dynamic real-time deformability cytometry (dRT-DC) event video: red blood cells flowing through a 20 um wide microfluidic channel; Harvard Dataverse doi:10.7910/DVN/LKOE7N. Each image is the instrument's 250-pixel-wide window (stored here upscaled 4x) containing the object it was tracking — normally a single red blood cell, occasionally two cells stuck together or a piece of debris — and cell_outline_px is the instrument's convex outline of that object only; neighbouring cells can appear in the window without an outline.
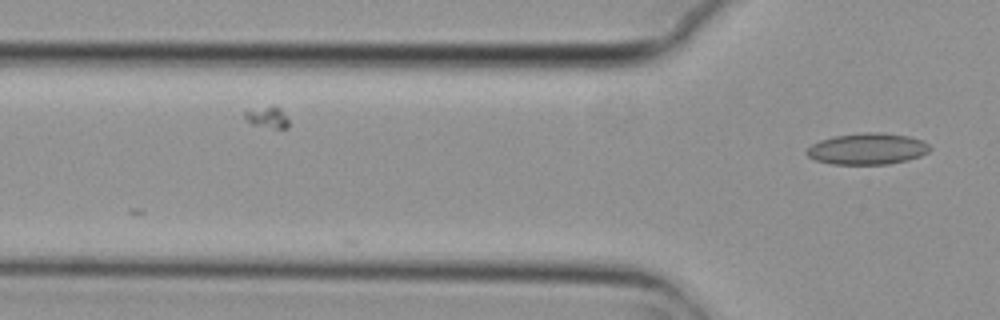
{"species": "common noctule bat (a hibernating species)", "species_latin": "Nyctalus noctula", "temperature_condition": "cold", "stored_images_in_passage": 2, "camera_frame_rate_fps": 3000, "um_per_image_px": 0.085, "animal": {"sex": "female", "body_mass_g": 29.2, "forearm_length_mm": 56.3}, "frame": {"image": 1, "passage_image": 2, "time_ms": 0.333, "image_size_px": [1000, 320], "cell_outline_px": [[932, 148], [928, 152], [920, 156], [908, 160], [888, 164], [832, 164], [816, 160], [808, 156], [804, 152], [812, 144], [820, 140], [836, 136], [864, 132], [880, 132], [908, 136], [924, 140]], "centroid_in_image_um": [73.75, 12.65], "position_along_channel_um": 52.0, "area_um2": 22.54}}